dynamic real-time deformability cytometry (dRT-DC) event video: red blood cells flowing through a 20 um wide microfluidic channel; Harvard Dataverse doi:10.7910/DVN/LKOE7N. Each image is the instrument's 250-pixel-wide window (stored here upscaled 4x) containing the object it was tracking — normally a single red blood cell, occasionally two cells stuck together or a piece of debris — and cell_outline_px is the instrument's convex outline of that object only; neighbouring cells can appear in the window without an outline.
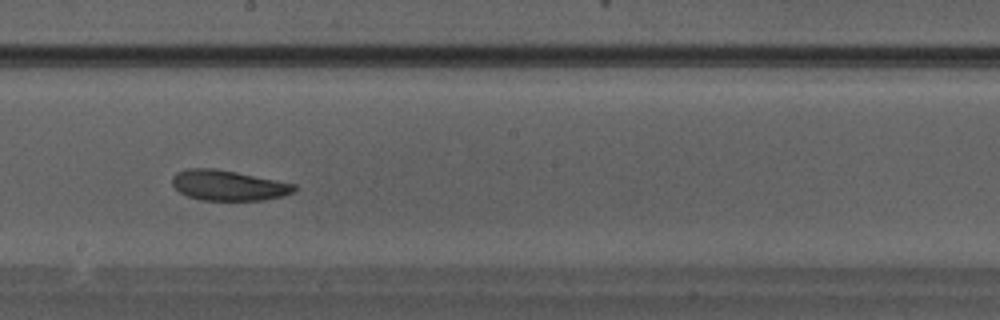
{"species": "Egyptian fruit bat (a non-hibernating species)", "species_latin": "Rousettus aegyptiacus", "temperature_condition": "warm", "stored_images_in_passage": 28, "camera_frame_rate_fps": 3000, "um_per_image_px": 0.085, "animal": {"sex": "male"}, "frame": {"image": 1, "passage_image": 13, "time_ms": 4.0, "image_size_px": [1000, 320], "cell_outline_px": [[296, 192], [284, 196], [264, 200], [200, 200], [188, 196], [180, 192], [172, 184], [172, 176], [176, 172], [188, 168], [216, 168], [296, 184]], "centroid_in_image_um": [19.42, 15.76], "position_along_channel_um": 228.8, "area_um2": 21.68}}
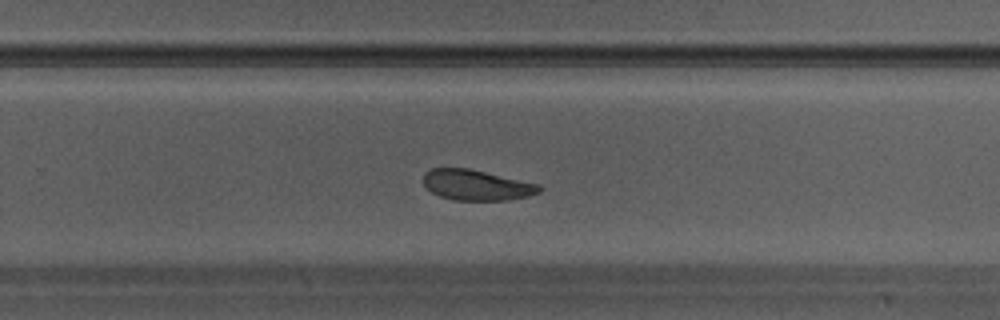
{"frame": {"image": 2, "passage_image": 16, "time_ms": 5.0, "image_size_px": [1000, 320], "cell_outline_px": [[544, 188], [540, 192], [528, 196], [508, 200], [452, 200], [440, 196], [432, 192], [424, 184], [424, 172], [432, 168], [468, 168], [540, 184]], "centroid_in_image_um": [40.53, 15.73], "position_along_channel_um": 289.3, "area_um2": 20.63}}